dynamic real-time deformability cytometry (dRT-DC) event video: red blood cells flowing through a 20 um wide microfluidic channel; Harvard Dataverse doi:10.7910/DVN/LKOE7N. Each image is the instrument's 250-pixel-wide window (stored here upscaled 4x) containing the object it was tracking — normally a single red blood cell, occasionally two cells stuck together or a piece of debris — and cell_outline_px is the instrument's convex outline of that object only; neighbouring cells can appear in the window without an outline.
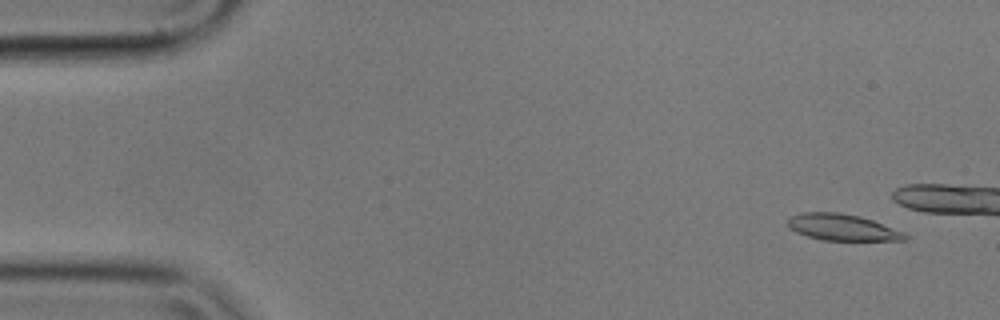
{"species": "common noctule bat (a hibernating species)", "species_latin": "Nyctalus noctula", "temperature_condition": "cold", "stored_images_in_passage": 14, "camera_frame_rate_fps": 3000, "um_per_image_px": 0.085, "animal": {"sex": "male", "body_mass_g": 17.9}, "frame": {"image": 1, "passage_image": 4, "time_ms": 1.0, "image_size_px": [1000, 320], "cell_outline_px": [[908, 240], [824, 240], [808, 236], [796, 232], [788, 224], [788, 220], [792, 216], [800, 212], [840, 212], [860, 216], [872, 220], [904, 232], [908, 236]], "centroid_in_image_um": [71.62, 19.31], "position_along_channel_um": 13.4, "area_um2": 17.86}}